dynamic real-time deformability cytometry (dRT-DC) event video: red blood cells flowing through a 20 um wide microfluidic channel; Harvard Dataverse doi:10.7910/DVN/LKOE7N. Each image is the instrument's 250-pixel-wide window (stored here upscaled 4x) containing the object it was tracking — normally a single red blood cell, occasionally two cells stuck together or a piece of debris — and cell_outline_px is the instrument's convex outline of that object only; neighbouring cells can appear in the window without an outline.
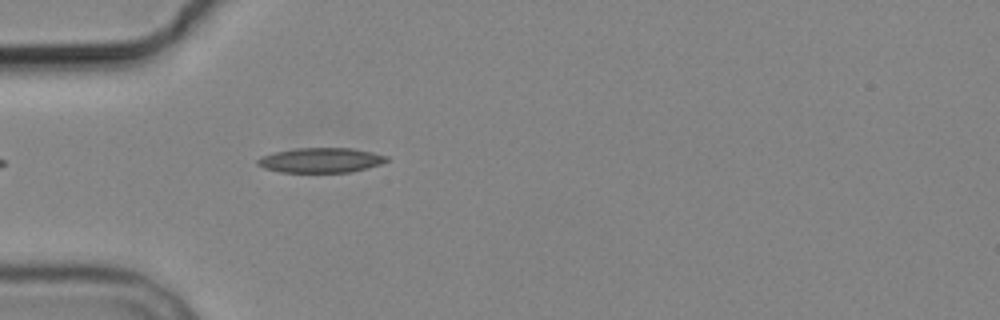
{"species": "common noctule bat (a hibernating species)", "species_latin": "Nyctalus noctula", "temperature_condition": "cold", "stored_images_in_passage": 5, "camera_frame_rate_fps": 3000, "um_per_image_px": 0.085, "animal": {"sex": "male", "body_mass_g": 19.2, "forearm_length_mm": 51.8}, "frame": {"image": 1, "passage_image": 5, "time_ms": 4.667, "image_size_px": [1000, 320], "cell_outline_px": [[388, 160], [380, 164], [348, 172], [280, 172], [264, 168], [256, 164], [256, 160], [260, 156], [276, 152], [296, 148], [352, 148], [372, 152], [388, 156]], "centroid_in_image_um": [27.23, 13.61], "position_along_channel_um": 57.8, "area_um2": 18.55}}